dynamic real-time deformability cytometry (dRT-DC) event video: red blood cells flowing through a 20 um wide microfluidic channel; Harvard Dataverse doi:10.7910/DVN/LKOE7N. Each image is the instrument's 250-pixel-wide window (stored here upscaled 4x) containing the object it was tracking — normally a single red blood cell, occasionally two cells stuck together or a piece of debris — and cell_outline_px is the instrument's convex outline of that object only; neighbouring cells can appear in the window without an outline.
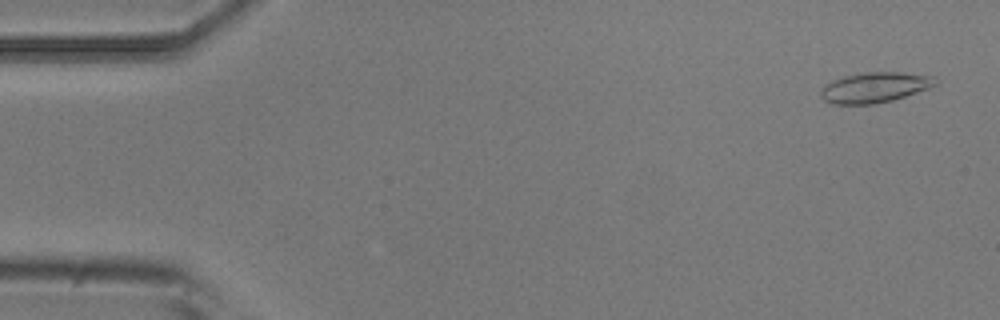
{"species": "common noctule bat (a hibernating species)", "species_latin": "Nyctalus noctula", "temperature_condition": "room temperature", "stored_images_in_passage": 55, "camera_frame_rate_fps": 3000, "um_per_image_px": 0.085, "animal": {"sex": "male", "body_mass_g": 20.5, "forearm_length_mm": 52.5}, "frame": {"image": 1, "passage_image": 3, "time_ms": 0.667, "image_size_px": [1000, 320], "cell_outline_px": [[936, 84], [928, 88], [892, 100], [872, 104], [832, 104], [824, 100], [820, 96], [820, 92], [832, 80], [844, 76], [860, 72], [904, 72], [936, 76]], "centroid_in_image_um": [74.35, 7.42], "position_along_channel_um": 10.6, "area_um2": 20.17}}
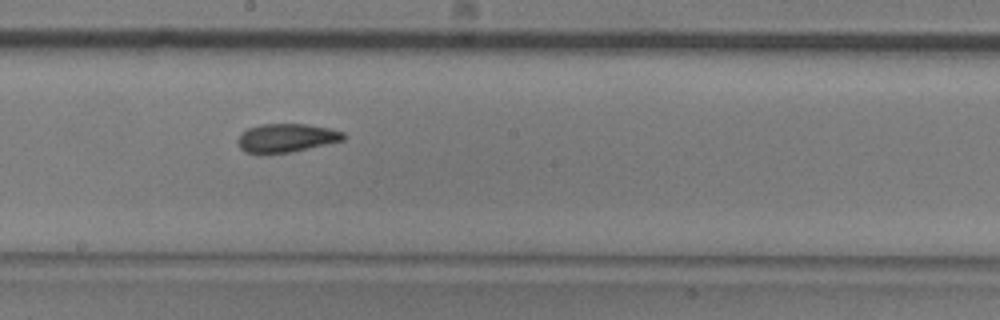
{"frame": {"image": 2, "passage_image": 30, "time_ms": 9.667, "image_size_px": [1000, 320], "cell_outline_px": [[348, 136], [344, 140], [292, 152], [244, 152], [240, 148], [236, 140], [240, 132], [248, 128], [260, 124], [304, 124], [328, 128], [344, 132]], "centroid_in_image_um": [24.34, 11.71], "position_along_channel_um": 223.9, "area_um2": 17.51}}
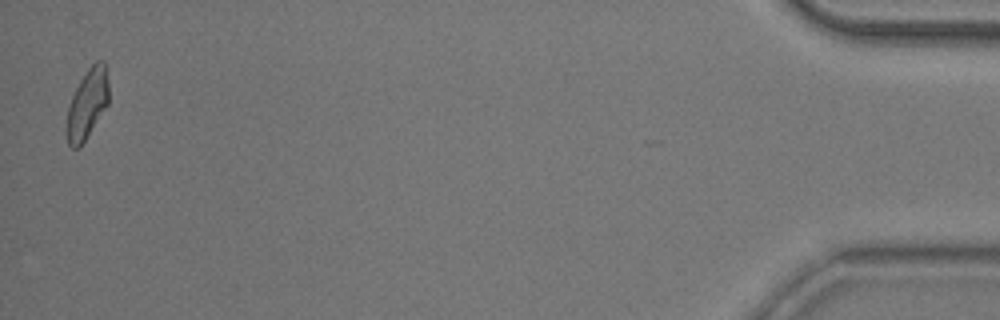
{"frame": {"image": 3, "passage_image": 54, "time_ms": 17.667, "image_size_px": [1000, 320], "cell_outline_px": [[108, 104], [80, 148], [72, 148], [68, 144], [68, 108], [72, 96], [80, 80], [88, 68], [96, 60], [104, 60], [108, 84]], "centroid_in_image_um": [7.44, 8.81], "position_along_channel_um": 427.8, "area_um2": 16.7}, "authors_computed_cell_mechanics": {"area_um2": 17.918, "velocity_mm_per_s": 3.7189, "shape_relaxation_time_tau1_ms": 8.3219, "shape_relaxation_time_tau2_ms": 1.9516, "deformation_change_tau1": 0.1778, "deformation_change_tau2": 0.0858}}